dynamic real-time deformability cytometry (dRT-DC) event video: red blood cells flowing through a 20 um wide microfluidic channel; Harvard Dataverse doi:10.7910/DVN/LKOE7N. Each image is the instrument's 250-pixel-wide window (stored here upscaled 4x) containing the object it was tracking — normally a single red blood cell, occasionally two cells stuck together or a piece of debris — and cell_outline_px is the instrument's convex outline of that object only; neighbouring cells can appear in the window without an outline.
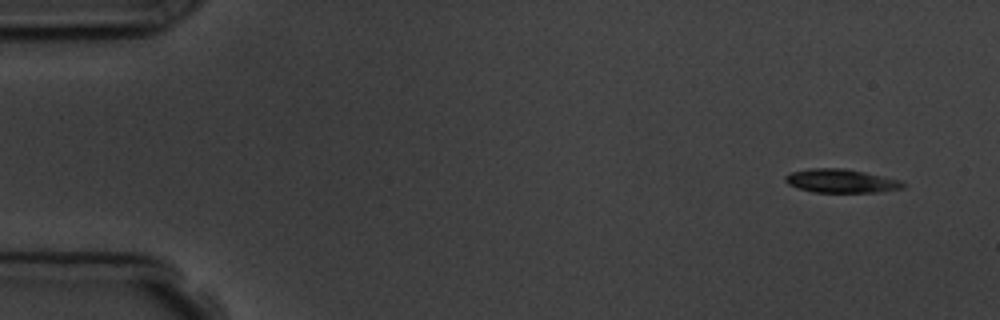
{"species": "common noctule bat (a hibernating species)", "species_latin": "Nyctalus noctula", "temperature_condition": "room temperature", "stored_images_in_passage": 9, "camera_frame_rate_fps": 3000, "um_per_image_px": 0.085, "animal": {"sex": "male", "body_mass_g": 19.5, "forearm_length_mm": 54.6}, "frame": {"image": 1, "passage_image": 1, "time_ms": 0.0, "image_size_px": [1000, 320], "cell_outline_px": [[904, 188], [876, 192], [812, 192], [788, 184], [784, 180], [784, 176], [792, 172], [808, 168], [844, 168], [864, 172], [900, 180], [904, 184]], "centroid_in_image_um": [71.46, 15.37], "position_along_channel_um": 13.5, "area_um2": 16.07}}